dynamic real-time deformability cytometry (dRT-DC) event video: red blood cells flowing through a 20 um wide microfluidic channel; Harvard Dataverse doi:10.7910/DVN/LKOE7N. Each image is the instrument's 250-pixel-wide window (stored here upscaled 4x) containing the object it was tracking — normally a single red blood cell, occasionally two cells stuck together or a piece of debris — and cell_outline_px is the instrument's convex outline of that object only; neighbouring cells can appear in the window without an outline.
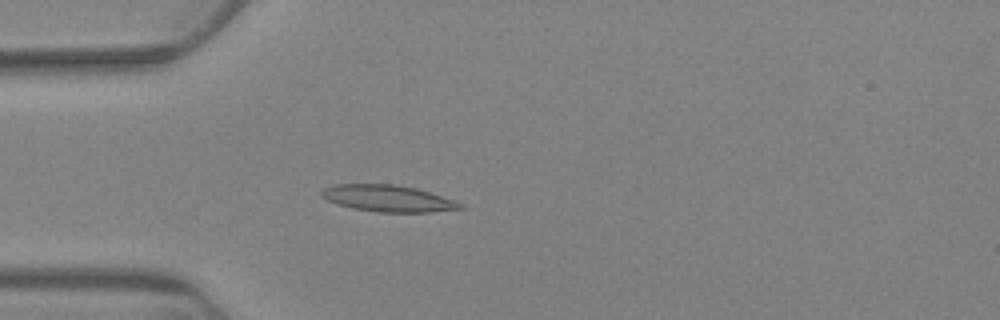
{"species": "Egyptian fruit bat (a non-hibernating species)", "species_latin": "Rousettus aegyptiacus", "temperature_condition": "warm", "stored_images_in_passage": 6, "camera_frame_rate_fps": 3000, "um_per_image_px": 0.085, "animal": {"sex": "female"}, "frame": {"image": 1, "passage_image": 6, "time_ms": 5.667, "image_size_px": [1000, 320], "cell_outline_px": [[464, 208], [432, 212], [380, 212], [352, 208], [328, 200], [320, 196], [320, 192], [324, 188], [332, 184], [392, 184], [416, 188], [456, 200], [464, 204]], "centroid_in_image_um": [33.0, 16.86], "position_along_channel_um": 52.0, "area_um2": 21.5}}